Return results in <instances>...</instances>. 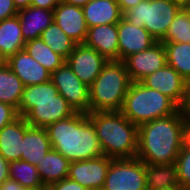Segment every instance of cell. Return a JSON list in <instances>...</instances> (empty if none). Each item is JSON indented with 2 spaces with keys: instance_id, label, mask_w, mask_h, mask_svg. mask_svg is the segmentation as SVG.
Here are the masks:
<instances>
[{
  "instance_id": "cell-41",
  "label": "cell",
  "mask_w": 190,
  "mask_h": 190,
  "mask_svg": "<svg viewBox=\"0 0 190 190\" xmlns=\"http://www.w3.org/2000/svg\"><path fill=\"white\" fill-rule=\"evenodd\" d=\"M32 0H13L14 6L17 10L27 8L31 5Z\"/></svg>"
},
{
  "instance_id": "cell-21",
  "label": "cell",
  "mask_w": 190,
  "mask_h": 190,
  "mask_svg": "<svg viewBox=\"0 0 190 190\" xmlns=\"http://www.w3.org/2000/svg\"><path fill=\"white\" fill-rule=\"evenodd\" d=\"M82 9L88 28L117 24L123 17L116 0H90Z\"/></svg>"
},
{
  "instance_id": "cell-14",
  "label": "cell",
  "mask_w": 190,
  "mask_h": 190,
  "mask_svg": "<svg viewBox=\"0 0 190 190\" xmlns=\"http://www.w3.org/2000/svg\"><path fill=\"white\" fill-rule=\"evenodd\" d=\"M119 61L130 55L149 49L157 41L144 27L131 24L124 17L117 23Z\"/></svg>"
},
{
  "instance_id": "cell-44",
  "label": "cell",
  "mask_w": 190,
  "mask_h": 190,
  "mask_svg": "<svg viewBox=\"0 0 190 190\" xmlns=\"http://www.w3.org/2000/svg\"><path fill=\"white\" fill-rule=\"evenodd\" d=\"M182 9L187 14V16L190 18V1Z\"/></svg>"
},
{
  "instance_id": "cell-10",
  "label": "cell",
  "mask_w": 190,
  "mask_h": 190,
  "mask_svg": "<svg viewBox=\"0 0 190 190\" xmlns=\"http://www.w3.org/2000/svg\"><path fill=\"white\" fill-rule=\"evenodd\" d=\"M144 86L171 98L181 109L186 103L187 81L171 66L164 67L140 81Z\"/></svg>"
},
{
  "instance_id": "cell-7",
  "label": "cell",
  "mask_w": 190,
  "mask_h": 190,
  "mask_svg": "<svg viewBox=\"0 0 190 190\" xmlns=\"http://www.w3.org/2000/svg\"><path fill=\"white\" fill-rule=\"evenodd\" d=\"M181 9L171 0H142L126 11L123 17L137 27H144L157 42H160Z\"/></svg>"
},
{
  "instance_id": "cell-8",
  "label": "cell",
  "mask_w": 190,
  "mask_h": 190,
  "mask_svg": "<svg viewBox=\"0 0 190 190\" xmlns=\"http://www.w3.org/2000/svg\"><path fill=\"white\" fill-rule=\"evenodd\" d=\"M101 190H147L145 163L137 157L112 159Z\"/></svg>"
},
{
  "instance_id": "cell-6",
  "label": "cell",
  "mask_w": 190,
  "mask_h": 190,
  "mask_svg": "<svg viewBox=\"0 0 190 190\" xmlns=\"http://www.w3.org/2000/svg\"><path fill=\"white\" fill-rule=\"evenodd\" d=\"M181 108L168 96L132 82L126 93L121 113L138 127L154 119L177 113Z\"/></svg>"
},
{
  "instance_id": "cell-38",
  "label": "cell",
  "mask_w": 190,
  "mask_h": 190,
  "mask_svg": "<svg viewBox=\"0 0 190 190\" xmlns=\"http://www.w3.org/2000/svg\"><path fill=\"white\" fill-rule=\"evenodd\" d=\"M122 14H124L126 11L130 10L131 8L135 7L137 4H139L142 0H116Z\"/></svg>"
},
{
  "instance_id": "cell-4",
  "label": "cell",
  "mask_w": 190,
  "mask_h": 190,
  "mask_svg": "<svg viewBox=\"0 0 190 190\" xmlns=\"http://www.w3.org/2000/svg\"><path fill=\"white\" fill-rule=\"evenodd\" d=\"M17 112L30 126L41 128L76 113L51 80L25 86Z\"/></svg>"
},
{
  "instance_id": "cell-19",
  "label": "cell",
  "mask_w": 190,
  "mask_h": 190,
  "mask_svg": "<svg viewBox=\"0 0 190 190\" xmlns=\"http://www.w3.org/2000/svg\"><path fill=\"white\" fill-rule=\"evenodd\" d=\"M17 16L25 42L40 38L41 33L54 21L53 10L33 6L18 10Z\"/></svg>"
},
{
  "instance_id": "cell-12",
  "label": "cell",
  "mask_w": 190,
  "mask_h": 190,
  "mask_svg": "<svg viewBox=\"0 0 190 190\" xmlns=\"http://www.w3.org/2000/svg\"><path fill=\"white\" fill-rule=\"evenodd\" d=\"M66 63L74 74L90 87L108 60L95 49L84 44H77L74 51L66 59Z\"/></svg>"
},
{
  "instance_id": "cell-33",
  "label": "cell",
  "mask_w": 190,
  "mask_h": 190,
  "mask_svg": "<svg viewBox=\"0 0 190 190\" xmlns=\"http://www.w3.org/2000/svg\"><path fill=\"white\" fill-rule=\"evenodd\" d=\"M48 190H88L79 183L67 178L55 182L47 187Z\"/></svg>"
},
{
  "instance_id": "cell-16",
  "label": "cell",
  "mask_w": 190,
  "mask_h": 190,
  "mask_svg": "<svg viewBox=\"0 0 190 190\" xmlns=\"http://www.w3.org/2000/svg\"><path fill=\"white\" fill-rule=\"evenodd\" d=\"M56 24L77 44H83L87 35V24L83 9L62 1L53 9Z\"/></svg>"
},
{
  "instance_id": "cell-37",
  "label": "cell",
  "mask_w": 190,
  "mask_h": 190,
  "mask_svg": "<svg viewBox=\"0 0 190 190\" xmlns=\"http://www.w3.org/2000/svg\"><path fill=\"white\" fill-rule=\"evenodd\" d=\"M9 179V162L0 154V185Z\"/></svg>"
},
{
  "instance_id": "cell-25",
  "label": "cell",
  "mask_w": 190,
  "mask_h": 190,
  "mask_svg": "<svg viewBox=\"0 0 190 190\" xmlns=\"http://www.w3.org/2000/svg\"><path fill=\"white\" fill-rule=\"evenodd\" d=\"M24 84L19 77L3 61L0 63V102L10 104L18 109Z\"/></svg>"
},
{
  "instance_id": "cell-1",
  "label": "cell",
  "mask_w": 190,
  "mask_h": 190,
  "mask_svg": "<svg viewBox=\"0 0 190 190\" xmlns=\"http://www.w3.org/2000/svg\"><path fill=\"white\" fill-rule=\"evenodd\" d=\"M186 117L183 109H180L175 114L140 125L137 158L148 164L176 162L179 151L182 149Z\"/></svg>"
},
{
  "instance_id": "cell-18",
  "label": "cell",
  "mask_w": 190,
  "mask_h": 190,
  "mask_svg": "<svg viewBox=\"0 0 190 190\" xmlns=\"http://www.w3.org/2000/svg\"><path fill=\"white\" fill-rule=\"evenodd\" d=\"M30 125L23 116L0 130V154L8 161L21 160L23 137Z\"/></svg>"
},
{
  "instance_id": "cell-5",
  "label": "cell",
  "mask_w": 190,
  "mask_h": 190,
  "mask_svg": "<svg viewBox=\"0 0 190 190\" xmlns=\"http://www.w3.org/2000/svg\"><path fill=\"white\" fill-rule=\"evenodd\" d=\"M131 83L123 61H108L89 87V112L121 111Z\"/></svg>"
},
{
  "instance_id": "cell-9",
  "label": "cell",
  "mask_w": 190,
  "mask_h": 190,
  "mask_svg": "<svg viewBox=\"0 0 190 190\" xmlns=\"http://www.w3.org/2000/svg\"><path fill=\"white\" fill-rule=\"evenodd\" d=\"M51 81L75 112L89 113V87L74 74L66 62L51 73Z\"/></svg>"
},
{
  "instance_id": "cell-42",
  "label": "cell",
  "mask_w": 190,
  "mask_h": 190,
  "mask_svg": "<svg viewBox=\"0 0 190 190\" xmlns=\"http://www.w3.org/2000/svg\"><path fill=\"white\" fill-rule=\"evenodd\" d=\"M63 3L69 4V5H75L83 7L85 6L90 0H61Z\"/></svg>"
},
{
  "instance_id": "cell-24",
  "label": "cell",
  "mask_w": 190,
  "mask_h": 190,
  "mask_svg": "<svg viewBox=\"0 0 190 190\" xmlns=\"http://www.w3.org/2000/svg\"><path fill=\"white\" fill-rule=\"evenodd\" d=\"M145 167L147 190H163L180 185L176 162L170 164L145 163Z\"/></svg>"
},
{
  "instance_id": "cell-30",
  "label": "cell",
  "mask_w": 190,
  "mask_h": 190,
  "mask_svg": "<svg viewBox=\"0 0 190 190\" xmlns=\"http://www.w3.org/2000/svg\"><path fill=\"white\" fill-rule=\"evenodd\" d=\"M160 42L190 43V18L181 9Z\"/></svg>"
},
{
  "instance_id": "cell-36",
  "label": "cell",
  "mask_w": 190,
  "mask_h": 190,
  "mask_svg": "<svg viewBox=\"0 0 190 190\" xmlns=\"http://www.w3.org/2000/svg\"><path fill=\"white\" fill-rule=\"evenodd\" d=\"M182 148L190 149V118L186 117L183 127Z\"/></svg>"
},
{
  "instance_id": "cell-34",
  "label": "cell",
  "mask_w": 190,
  "mask_h": 190,
  "mask_svg": "<svg viewBox=\"0 0 190 190\" xmlns=\"http://www.w3.org/2000/svg\"><path fill=\"white\" fill-rule=\"evenodd\" d=\"M17 13L13 0H0V21L16 16Z\"/></svg>"
},
{
  "instance_id": "cell-22",
  "label": "cell",
  "mask_w": 190,
  "mask_h": 190,
  "mask_svg": "<svg viewBox=\"0 0 190 190\" xmlns=\"http://www.w3.org/2000/svg\"><path fill=\"white\" fill-rule=\"evenodd\" d=\"M24 47L19 17L16 15L0 21V58L6 61Z\"/></svg>"
},
{
  "instance_id": "cell-26",
  "label": "cell",
  "mask_w": 190,
  "mask_h": 190,
  "mask_svg": "<svg viewBox=\"0 0 190 190\" xmlns=\"http://www.w3.org/2000/svg\"><path fill=\"white\" fill-rule=\"evenodd\" d=\"M167 64L187 82L190 80V43L163 42Z\"/></svg>"
},
{
  "instance_id": "cell-39",
  "label": "cell",
  "mask_w": 190,
  "mask_h": 190,
  "mask_svg": "<svg viewBox=\"0 0 190 190\" xmlns=\"http://www.w3.org/2000/svg\"><path fill=\"white\" fill-rule=\"evenodd\" d=\"M22 187L17 181L7 179L0 185V190H23Z\"/></svg>"
},
{
  "instance_id": "cell-45",
  "label": "cell",
  "mask_w": 190,
  "mask_h": 190,
  "mask_svg": "<svg viewBox=\"0 0 190 190\" xmlns=\"http://www.w3.org/2000/svg\"><path fill=\"white\" fill-rule=\"evenodd\" d=\"M163 190H187V189H184L181 185H179V186H173V187H170V188H166V189H163Z\"/></svg>"
},
{
  "instance_id": "cell-11",
  "label": "cell",
  "mask_w": 190,
  "mask_h": 190,
  "mask_svg": "<svg viewBox=\"0 0 190 190\" xmlns=\"http://www.w3.org/2000/svg\"><path fill=\"white\" fill-rule=\"evenodd\" d=\"M112 158L101 155L97 158L70 162L68 178L88 190H101Z\"/></svg>"
},
{
  "instance_id": "cell-2",
  "label": "cell",
  "mask_w": 190,
  "mask_h": 190,
  "mask_svg": "<svg viewBox=\"0 0 190 190\" xmlns=\"http://www.w3.org/2000/svg\"><path fill=\"white\" fill-rule=\"evenodd\" d=\"M52 149L70 162L97 158L102 148L88 113H79L48 125L46 128Z\"/></svg>"
},
{
  "instance_id": "cell-28",
  "label": "cell",
  "mask_w": 190,
  "mask_h": 190,
  "mask_svg": "<svg viewBox=\"0 0 190 190\" xmlns=\"http://www.w3.org/2000/svg\"><path fill=\"white\" fill-rule=\"evenodd\" d=\"M40 38L47 46L65 60L74 51L77 45V43L68 37L55 21L41 33Z\"/></svg>"
},
{
  "instance_id": "cell-43",
  "label": "cell",
  "mask_w": 190,
  "mask_h": 190,
  "mask_svg": "<svg viewBox=\"0 0 190 190\" xmlns=\"http://www.w3.org/2000/svg\"><path fill=\"white\" fill-rule=\"evenodd\" d=\"M171 1L179 5L181 8H183L190 0H171Z\"/></svg>"
},
{
  "instance_id": "cell-29",
  "label": "cell",
  "mask_w": 190,
  "mask_h": 190,
  "mask_svg": "<svg viewBox=\"0 0 190 190\" xmlns=\"http://www.w3.org/2000/svg\"><path fill=\"white\" fill-rule=\"evenodd\" d=\"M9 179L17 181L24 188L44 186L37 167L23 160L9 162Z\"/></svg>"
},
{
  "instance_id": "cell-17",
  "label": "cell",
  "mask_w": 190,
  "mask_h": 190,
  "mask_svg": "<svg viewBox=\"0 0 190 190\" xmlns=\"http://www.w3.org/2000/svg\"><path fill=\"white\" fill-rule=\"evenodd\" d=\"M83 44L95 49L108 61H119L117 24L89 27Z\"/></svg>"
},
{
  "instance_id": "cell-15",
  "label": "cell",
  "mask_w": 190,
  "mask_h": 190,
  "mask_svg": "<svg viewBox=\"0 0 190 190\" xmlns=\"http://www.w3.org/2000/svg\"><path fill=\"white\" fill-rule=\"evenodd\" d=\"M24 86L42 84L51 80V72L23 49L5 61Z\"/></svg>"
},
{
  "instance_id": "cell-20",
  "label": "cell",
  "mask_w": 190,
  "mask_h": 190,
  "mask_svg": "<svg viewBox=\"0 0 190 190\" xmlns=\"http://www.w3.org/2000/svg\"><path fill=\"white\" fill-rule=\"evenodd\" d=\"M52 149L45 128L29 126L23 137L21 160L38 166L46 153Z\"/></svg>"
},
{
  "instance_id": "cell-27",
  "label": "cell",
  "mask_w": 190,
  "mask_h": 190,
  "mask_svg": "<svg viewBox=\"0 0 190 190\" xmlns=\"http://www.w3.org/2000/svg\"><path fill=\"white\" fill-rule=\"evenodd\" d=\"M24 49L38 63L43 65L51 73L61 67L66 60L47 46L41 38L25 42Z\"/></svg>"
},
{
  "instance_id": "cell-32",
  "label": "cell",
  "mask_w": 190,
  "mask_h": 190,
  "mask_svg": "<svg viewBox=\"0 0 190 190\" xmlns=\"http://www.w3.org/2000/svg\"><path fill=\"white\" fill-rule=\"evenodd\" d=\"M19 117L17 109L10 104L0 102V130Z\"/></svg>"
},
{
  "instance_id": "cell-23",
  "label": "cell",
  "mask_w": 190,
  "mask_h": 190,
  "mask_svg": "<svg viewBox=\"0 0 190 190\" xmlns=\"http://www.w3.org/2000/svg\"><path fill=\"white\" fill-rule=\"evenodd\" d=\"M70 161L58 151L51 149L38 162L37 170L44 186L61 181L68 177Z\"/></svg>"
},
{
  "instance_id": "cell-40",
  "label": "cell",
  "mask_w": 190,
  "mask_h": 190,
  "mask_svg": "<svg viewBox=\"0 0 190 190\" xmlns=\"http://www.w3.org/2000/svg\"><path fill=\"white\" fill-rule=\"evenodd\" d=\"M182 109L185 115L190 118V80L187 82L186 103Z\"/></svg>"
},
{
  "instance_id": "cell-35",
  "label": "cell",
  "mask_w": 190,
  "mask_h": 190,
  "mask_svg": "<svg viewBox=\"0 0 190 190\" xmlns=\"http://www.w3.org/2000/svg\"><path fill=\"white\" fill-rule=\"evenodd\" d=\"M60 2L61 0H32L30 6L53 10Z\"/></svg>"
},
{
  "instance_id": "cell-46",
  "label": "cell",
  "mask_w": 190,
  "mask_h": 190,
  "mask_svg": "<svg viewBox=\"0 0 190 190\" xmlns=\"http://www.w3.org/2000/svg\"><path fill=\"white\" fill-rule=\"evenodd\" d=\"M23 190H48L46 186L36 188H24Z\"/></svg>"
},
{
  "instance_id": "cell-3",
  "label": "cell",
  "mask_w": 190,
  "mask_h": 190,
  "mask_svg": "<svg viewBox=\"0 0 190 190\" xmlns=\"http://www.w3.org/2000/svg\"><path fill=\"white\" fill-rule=\"evenodd\" d=\"M102 153L112 159L136 158L138 153V126L121 111L89 112Z\"/></svg>"
},
{
  "instance_id": "cell-13",
  "label": "cell",
  "mask_w": 190,
  "mask_h": 190,
  "mask_svg": "<svg viewBox=\"0 0 190 190\" xmlns=\"http://www.w3.org/2000/svg\"><path fill=\"white\" fill-rule=\"evenodd\" d=\"M132 82H140L146 76L167 64L163 42H156L149 49L134 53L123 61Z\"/></svg>"
},
{
  "instance_id": "cell-31",
  "label": "cell",
  "mask_w": 190,
  "mask_h": 190,
  "mask_svg": "<svg viewBox=\"0 0 190 190\" xmlns=\"http://www.w3.org/2000/svg\"><path fill=\"white\" fill-rule=\"evenodd\" d=\"M180 185L190 190V149H181L176 160Z\"/></svg>"
}]
</instances>
